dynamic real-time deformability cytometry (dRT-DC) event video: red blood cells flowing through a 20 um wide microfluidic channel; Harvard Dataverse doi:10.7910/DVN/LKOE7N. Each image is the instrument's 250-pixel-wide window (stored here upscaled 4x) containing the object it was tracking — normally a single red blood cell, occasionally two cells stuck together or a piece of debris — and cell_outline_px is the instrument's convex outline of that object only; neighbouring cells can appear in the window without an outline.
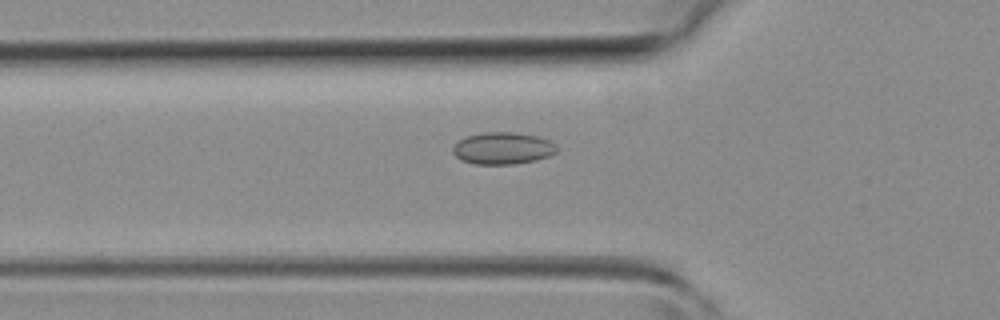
{"species": "common noctule bat (a hibernating species)", "species_latin": "Nyctalus noctula", "temperature_condition": "room temperature", "stored_images_in_passage": 42, "camera_frame_rate_fps": 3000, "um_per_image_px": 0.085, "animal": {"sex": "female", "body_mass_g": 19.3, "forearm_length_mm": 54.1}, "frame": {"image": 1, "passage_image": 14, "time_ms": 4.333, "image_size_px": [1000, 320], "cell_outline_px": [[556, 152], [548, 156], [536, 160], [512, 164], [472, 164], [460, 160], [452, 152], [452, 148], [460, 140], [468, 136], [484, 132], [512, 132], [536, 136], [548, 140], [556, 148]], "centroid_in_image_um": [42.69, 12.61], "position_along_channel_um": 83.1, "area_um2": 19.13}}
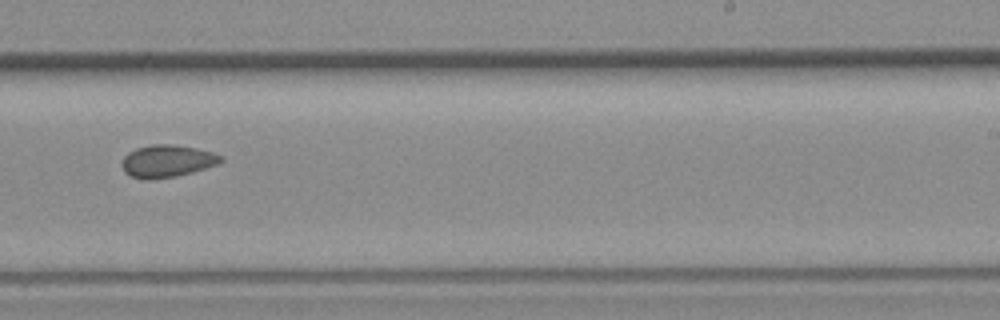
{"frame": {"image": 2, "passage_image": 26, "time_ms": 8.333, "image_size_px": [1000, 320], "cell_outline_px": [[224, 160], [220, 164], [192, 172], [176, 176], [152, 180], [140, 180], [128, 176], [124, 172], [120, 164], [124, 156], [128, 152], [136, 148], [152, 144], [168, 144], [196, 148], [212, 152], [224, 156]], "centroid_in_image_um": [14.18, 13.71], "position_along_channel_um": 274.8, "area_um2": 19.07}}
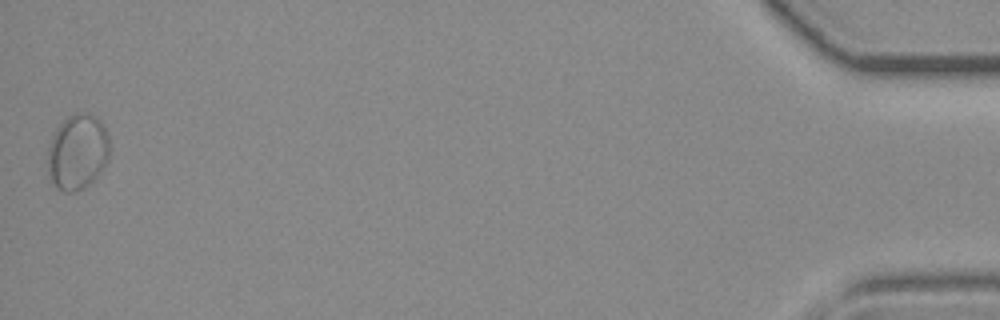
{"frame": {"image": 3, "passage_image": 42, "time_ms": 13.667, "image_size_px": [1000, 320], "cell_outline_px": [[108, 160], [96, 176], [88, 184], [76, 192], [64, 192], [52, 180], [48, 168], [48, 148], [52, 136], [56, 128], [68, 116], [76, 112], [88, 112], [96, 116], [100, 120], [108, 136]], "centroid_in_image_um": [6.59, 12.87], "position_along_channel_um": 428.6, "area_um2": 26.88}}